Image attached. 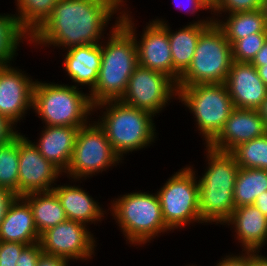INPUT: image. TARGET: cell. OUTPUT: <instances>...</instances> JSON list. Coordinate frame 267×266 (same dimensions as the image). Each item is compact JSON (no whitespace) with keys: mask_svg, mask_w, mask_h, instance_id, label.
Instances as JSON below:
<instances>
[{"mask_svg":"<svg viewBox=\"0 0 267 266\" xmlns=\"http://www.w3.org/2000/svg\"><path fill=\"white\" fill-rule=\"evenodd\" d=\"M126 0H58L51 16L30 37L35 46L62 47L98 44L104 29Z\"/></svg>","mask_w":267,"mask_h":266,"instance_id":"obj_1","label":"cell"},{"mask_svg":"<svg viewBox=\"0 0 267 266\" xmlns=\"http://www.w3.org/2000/svg\"><path fill=\"white\" fill-rule=\"evenodd\" d=\"M115 25L101 44V67L95 87L89 91L93 106L112 100H120L129 78L138 66L137 45L134 36L120 23L121 11Z\"/></svg>","mask_w":267,"mask_h":266,"instance_id":"obj_2","label":"cell"},{"mask_svg":"<svg viewBox=\"0 0 267 266\" xmlns=\"http://www.w3.org/2000/svg\"><path fill=\"white\" fill-rule=\"evenodd\" d=\"M206 147V169L199 178V212L204 223H224L231 217L239 164L230 152ZM218 223V224H217Z\"/></svg>","mask_w":267,"mask_h":266,"instance_id":"obj_3","label":"cell"},{"mask_svg":"<svg viewBox=\"0 0 267 266\" xmlns=\"http://www.w3.org/2000/svg\"><path fill=\"white\" fill-rule=\"evenodd\" d=\"M96 109L106 110L96 122L105 131L112 149L121 160H124L123 154L146 148L156 140L153 114L120 100L99 103L93 111Z\"/></svg>","mask_w":267,"mask_h":266,"instance_id":"obj_4","label":"cell"},{"mask_svg":"<svg viewBox=\"0 0 267 266\" xmlns=\"http://www.w3.org/2000/svg\"><path fill=\"white\" fill-rule=\"evenodd\" d=\"M89 94L68 84L35 81L32 109L45 126L83 127L93 111Z\"/></svg>","mask_w":267,"mask_h":266,"instance_id":"obj_5","label":"cell"},{"mask_svg":"<svg viewBox=\"0 0 267 266\" xmlns=\"http://www.w3.org/2000/svg\"><path fill=\"white\" fill-rule=\"evenodd\" d=\"M111 203L110 213L130 246L145 245L170 230L163 220L161 205L155 193L130 192L120 195Z\"/></svg>","mask_w":267,"mask_h":266,"instance_id":"obj_6","label":"cell"},{"mask_svg":"<svg viewBox=\"0 0 267 266\" xmlns=\"http://www.w3.org/2000/svg\"><path fill=\"white\" fill-rule=\"evenodd\" d=\"M179 102L193 113L200 135L208 146L221 132L234 109L225 83L177 87Z\"/></svg>","mask_w":267,"mask_h":266,"instance_id":"obj_7","label":"cell"},{"mask_svg":"<svg viewBox=\"0 0 267 266\" xmlns=\"http://www.w3.org/2000/svg\"><path fill=\"white\" fill-rule=\"evenodd\" d=\"M233 63L232 47L224 32L213 22L199 37L193 60L176 87L225 83Z\"/></svg>","mask_w":267,"mask_h":266,"instance_id":"obj_8","label":"cell"},{"mask_svg":"<svg viewBox=\"0 0 267 266\" xmlns=\"http://www.w3.org/2000/svg\"><path fill=\"white\" fill-rule=\"evenodd\" d=\"M192 166L178 170L156 192L166 226L171 230L204 223L199 212V183Z\"/></svg>","mask_w":267,"mask_h":266,"instance_id":"obj_9","label":"cell"},{"mask_svg":"<svg viewBox=\"0 0 267 266\" xmlns=\"http://www.w3.org/2000/svg\"><path fill=\"white\" fill-rule=\"evenodd\" d=\"M93 122L79 128L70 164L64 172L74 181L86 180L122 162L112 149L105 131L96 121Z\"/></svg>","mask_w":267,"mask_h":266,"instance_id":"obj_10","label":"cell"},{"mask_svg":"<svg viewBox=\"0 0 267 266\" xmlns=\"http://www.w3.org/2000/svg\"><path fill=\"white\" fill-rule=\"evenodd\" d=\"M176 83L166 74L138 65L120 101L154 116L160 113L170 99L177 98Z\"/></svg>","mask_w":267,"mask_h":266,"instance_id":"obj_11","label":"cell"},{"mask_svg":"<svg viewBox=\"0 0 267 266\" xmlns=\"http://www.w3.org/2000/svg\"><path fill=\"white\" fill-rule=\"evenodd\" d=\"M86 227L81 222L66 220L48 228L40 234L39 243L43 253L76 262L91 259L97 245L93 234Z\"/></svg>","mask_w":267,"mask_h":266,"instance_id":"obj_12","label":"cell"},{"mask_svg":"<svg viewBox=\"0 0 267 266\" xmlns=\"http://www.w3.org/2000/svg\"><path fill=\"white\" fill-rule=\"evenodd\" d=\"M129 12L122 10L120 23L134 36L138 65L164 73L173 80V61L167 30L160 23L149 21L139 40Z\"/></svg>","mask_w":267,"mask_h":266,"instance_id":"obj_13","label":"cell"},{"mask_svg":"<svg viewBox=\"0 0 267 266\" xmlns=\"http://www.w3.org/2000/svg\"><path fill=\"white\" fill-rule=\"evenodd\" d=\"M63 172L52 162L46 160L37 147L19 134L18 197L53 190L57 178ZM54 183V185H52Z\"/></svg>","mask_w":267,"mask_h":266,"instance_id":"obj_14","label":"cell"},{"mask_svg":"<svg viewBox=\"0 0 267 266\" xmlns=\"http://www.w3.org/2000/svg\"><path fill=\"white\" fill-rule=\"evenodd\" d=\"M35 81L21 69L0 65V114L17 122L32 109Z\"/></svg>","mask_w":267,"mask_h":266,"instance_id":"obj_15","label":"cell"},{"mask_svg":"<svg viewBox=\"0 0 267 266\" xmlns=\"http://www.w3.org/2000/svg\"><path fill=\"white\" fill-rule=\"evenodd\" d=\"M225 85L234 108L258 110L267 97V86L251 63L233 61Z\"/></svg>","mask_w":267,"mask_h":266,"instance_id":"obj_16","label":"cell"},{"mask_svg":"<svg viewBox=\"0 0 267 266\" xmlns=\"http://www.w3.org/2000/svg\"><path fill=\"white\" fill-rule=\"evenodd\" d=\"M267 133L258 110L234 108L219 135L208 145L210 148L231 152L239 144Z\"/></svg>","mask_w":267,"mask_h":266,"instance_id":"obj_17","label":"cell"},{"mask_svg":"<svg viewBox=\"0 0 267 266\" xmlns=\"http://www.w3.org/2000/svg\"><path fill=\"white\" fill-rule=\"evenodd\" d=\"M164 19H154L168 32L170 49L173 61V81L177 84L180 77L186 72L192 63L196 45L200 35L213 23L209 20H197L190 22L178 31L173 32Z\"/></svg>","mask_w":267,"mask_h":266,"instance_id":"obj_18","label":"cell"},{"mask_svg":"<svg viewBox=\"0 0 267 266\" xmlns=\"http://www.w3.org/2000/svg\"><path fill=\"white\" fill-rule=\"evenodd\" d=\"M226 224L235 230L243 251H260L267 244V217L255 205L235 208Z\"/></svg>","mask_w":267,"mask_h":266,"instance_id":"obj_19","label":"cell"},{"mask_svg":"<svg viewBox=\"0 0 267 266\" xmlns=\"http://www.w3.org/2000/svg\"><path fill=\"white\" fill-rule=\"evenodd\" d=\"M39 141L33 142L40 154L63 173L67 170L79 127L43 126ZM36 143V144H35Z\"/></svg>","mask_w":267,"mask_h":266,"instance_id":"obj_20","label":"cell"},{"mask_svg":"<svg viewBox=\"0 0 267 266\" xmlns=\"http://www.w3.org/2000/svg\"><path fill=\"white\" fill-rule=\"evenodd\" d=\"M63 58L64 69L75 83L73 86L88 85L91 91L95 87L101 67V44L68 48Z\"/></svg>","mask_w":267,"mask_h":266,"instance_id":"obj_21","label":"cell"},{"mask_svg":"<svg viewBox=\"0 0 267 266\" xmlns=\"http://www.w3.org/2000/svg\"><path fill=\"white\" fill-rule=\"evenodd\" d=\"M39 239L30 205L22 197H16L0 224V241L32 245Z\"/></svg>","mask_w":267,"mask_h":266,"instance_id":"obj_22","label":"cell"},{"mask_svg":"<svg viewBox=\"0 0 267 266\" xmlns=\"http://www.w3.org/2000/svg\"><path fill=\"white\" fill-rule=\"evenodd\" d=\"M53 191L61 202L67 220L88 225V223L96 224L97 221L101 222L103 219L105 212L103 208L80 186L58 185L54 186Z\"/></svg>","mask_w":267,"mask_h":266,"instance_id":"obj_23","label":"cell"},{"mask_svg":"<svg viewBox=\"0 0 267 266\" xmlns=\"http://www.w3.org/2000/svg\"><path fill=\"white\" fill-rule=\"evenodd\" d=\"M22 198L30 205L39 234L67 220L61 202L53 190L33 192Z\"/></svg>","mask_w":267,"mask_h":266,"instance_id":"obj_24","label":"cell"},{"mask_svg":"<svg viewBox=\"0 0 267 266\" xmlns=\"http://www.w3.org/2000/svg\"><path fill=\"white\" fill-rule=\"evenodd\" d=\"M211 17L213 22L224 32L232 45L235 41L254 33H267L265 18L261 9L236 12L225 16V20Z\"/></svg>","mask_w":267,"mask_h":266,"instance_id":"obj_25","label":"cell"},{"mask_svg":"<svg viewBox=\"0 0 267 266\" xmlns=\"http://www.w3.org/2000/svg\"><path fill=\"white\" fill-rule=\"evenodd\" d=\"M267 190V170L239 168L234 186L235 208L253 205L257 196Z\"/></svg>","mask_w":267,"mask_h":266,"instance_id":"obj_26","label":"cell"},{"mask_svg":"<svg viewBox=\"0 0 267 266\" xmlns=\"http://www.w3.org/2000/svg\"><path fill=\"white\" fill-rule=\"evenodd\" d=\"M58 0H16V18L31 37L51 16ZM18 13V14H17Z\"/></svg>","mask_w":267,"mask_h":266,"instance_id":"obj_27","label":"cell"},{"mask_svg":"<svg viewBox=\"0 0 267 266\" xmlns=\"http://www.w3.org/2000/svg\"><path fill=\"white\" fill-rule=\"evenodd\" d=\"M23 39L29 42L30 36L20 27L16 15L0 14V65L12 64Z\"/></svg>","mask_w":267,"mask_h":266,"instance_id":"obj_28","label":"cell"},{"mask_svg":"<svg viewBox=\"0 0 267 266\" xmlns=\"http://www.w3.org/2000/svg\"><path fill=\"white\" fill-rule=\"evenodd\" d=\"M240 168L267 170V133L239 144L230 152Z\"/></svg>","mask_w":267,"mask_h":266,"instance_id":"obj_29","label":"cell"},{"mask_svg":"<svg viewBox=\"0 0 267 266\" xmlns=\"http://www.w3.org/2000/svg\"><path fill=\"white\" fill-rule=\"evenodd\" d=\"M19 135L0 146V187L18 197Z\"/></svg>","mask_w":267,"mask_h":266,"instance_id":"obj_30","label":"cell"},{"mask_svg":"<svg viewBox=\"0 0 267 266\" xmlns=\"http://www.w3.org/2000/svg\"><path fill=\"white\" fill-rule=\"evenodd\" d=\"M266 39L267 33H254L235 41L231 45L233 61L251 63Z\"/></svg>","mask_w":267,"mask_h":266,"instance_id":"obj_31","label":"cell"},{"mask_svg":"<svg viewBox=\"0 0 267 266\" xmlns=\"http://www.w3.org/2000/svg\"><path fill=\"white\" fill-rule=\"evenodd\" d=\"M261 3L262 0H217L211 13L214 12L212 14L221 17L224 12L226 15V12L227 14H232L236 12L254 11L261 9Z\"/></svg>","mask_w":267,"mask_h":266,"instance_id":"obj_32","label":"cell"},{"mask_svg":"<svg viewBox=\"0 0 267 266\" xmlns=\"http://www.w3.org/2000/svg\"><path fill=\"white\" fill-rule=\"evenodd\" d=\"M26 244L0 241V266H17V261Z\"/></svg>","mask_w":267,"mask_h":266,"instance_id":"obj_33","label":"cell"},{"mask_svg":"<svg viewBox=\"0 0 267 266\" xmlns=\"http://www.w3.org/2000/svg\"><path fill=\"white\" fill-rule=\"evenodd\" d=\"M42 252L39 242L27 245L19 255L17 266H37L38 259Z\"/></svg>","mask_w":267,"mask_h":266,"instance_id":"obj_34","label":"cell"},{"mask_svg":"<svg viewBox=\"0 0 267 266\" xmlns=\"http://www.w3.org/2000/svg\"><path fill=\"white\" fill-rule=\"evenodd\" d=\"M15 127L14 122L0 114V146L9 143L20 134V132L16 131Z\"/></svg>","mask_w":267,"mask_h":266,"instance_id":"obj_35","label":"cell"},{"mask_svg":"<svg viewBox=\"0 0 267 266\" xmlns=\"http://www.w3.org/2000/svg\"><path fill=\"white\" fill-rule=\"evenodd\" d=\"M218 262L215 266H250V251L242 250V255H226Z\"/></svg>","mask_w":267,"mask_h":266,"instance_id":"obj_36","label":"cell"},{"mask_svg":"<svg viewBox=\"0 0 267 266\" xmlns=\"http://www.w3.org/2000/svg\"><path fill=\"white\" fill-rule=\"evenodd\" d=\"M69 260L56 255H50L46 253H41L37 266H69Z\"/></svg>","mask_w":267,"mask_h":266,"instance_id":"obj_37","label":"cell"},{"mask_svg":"<svg viewBox=\"0 0 267 266\" xmlns=\"http://www.w3.org/2000/svg\"><path fill=\"white\" fill-rule=\"evenodd\" d=\"M16 197L17 195L10 190L0 187V224L6 215L9 205Z\"/></svg>","mask_w":267,"mask_h":266,"instance_id":"obj_38","label":"cell"},{"mask_svg":"<svg viewBox=\"0 0 267 266\" xmlns=\"http://www.w3.org/2000/svg\"><path fill=\"white\" fill-rule=\"evenodd\" d=\"M180 1V0H179ZM179 1L178 0H173V3L175 4V6L178 8V9H180V10H183L182 8L184 7L183 5H182V2L181 3H179ZM184 1V0H183ZM188 4V6L187 7H189L190 6V8L189 9H187V7L185 6L184 7V9L185 10H187L186 12H188V11H190V13L191 14H195V13H197V11L198 10H202V9H205L206 11L209 9L201 0H187L186 1ZM183 6V7H182ZM184 10V11H185Z\"/></svg>","mask_w":267,"mask_h":266,"instance_id":"obj_39","label":"cell"},{"mask_svg":"<svg viewBox=\"0 0 267 266\" xmlns=\"http://www.w3.org/2000/svg\"><path fill=\"white\" fill-rule=\"evenodd\" d=\"M267 63V39L264 42L262 48L257 52L255 58L252 60L251 64L256 68Z\"/></svg>","mask_w":267,"mask_h":266,"instance_id":"obj_40","label":"cell"},{"mask_svg":"<svg viewBox=\"0 0 267 266\" xmlns=\"http://www.w3.org/2000/svg\"><path fill=\"white\" fill-rule=\"evenodd\" d=\"M260 251H250V266H267V256H264Z\"/></svg>","mask_w":267,"mask_h":266,"instance_id":"obj_41","label":"cell"},{"mask_svg":"<svg viewBox=\"0 0 267 266\" xmlns=\"http://www.w3.org/2000/svg\"><path fill=\"white\" fill-rule=\"evenodd\" d=\"M253 205L267 217V190L257 196Z\"/></svg>","mask_w":267,"mask_h":266,"instance_id":"obj_42","label":"cell"},{"mask_svg":"<svg viewBox=\"0 0 267 266\" xmlns=\"http://www.w3.org/2000/svg\"><path fill=\"white\" fill-rule=\"evenodd\" d=\"M258 111L267 128V97L263 100L262 105L260 106Z\"/></svg>","mask_w":267,"mask_h":266,"instance_id":"obj_43","label":"cell"},{"mask_svg":"<svg viewBox=\"0 0 267 266\" xmlns=\"http://www.w3.org/2000/svg\"><path fill=\"white\" fill-rule=\"evenodd\" d=\"M256 69L259 77L263 80V82L267 86V63H264V65L259 66Z\"/></svg>","mask_w":267,"mask_h":266,"instance_id":"obj_44","label":"cell"},{"mask_svg":"<svg viewBox=\"0 0 267 266\" xmlns=\"http://www.w3.org/2000/svg\"><path fill=\"white\" fill-rule=\"evenodd\" d=\"M261 11H262L263 16L265 18V23H266V26H267V0H262Z\"/></svg>","mask_w":267,"mask_h":266,"instance_id":"obj_45","label":"cell"},{"mask_svg":"<svg viewBox=\"0 0 267 266\" xmlns=\"http://www.w3.org/2000/svg\"><path fill=\"white\" fill-rule=\"evenodd\" d=\"M211 11L217 3V0H201Z\"/></svg>","mask_w":267,"mask_h":266,"instance_id":"obj_46","label":"cell"}]
</instances>
